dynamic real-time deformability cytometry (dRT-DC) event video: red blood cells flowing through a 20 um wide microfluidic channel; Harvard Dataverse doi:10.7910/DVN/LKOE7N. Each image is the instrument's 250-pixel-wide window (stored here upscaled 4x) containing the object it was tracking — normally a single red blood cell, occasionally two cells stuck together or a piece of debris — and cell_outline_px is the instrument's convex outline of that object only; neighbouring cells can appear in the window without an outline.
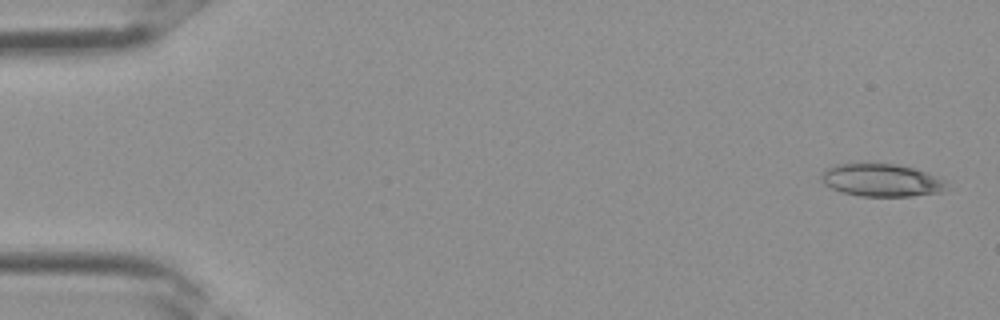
{"species": "Egyptian fruit bat (a non-hibernating species)", "species_latin": "Rousettus aegyptiacus", "temperature_condition": "room temperature", "stored_images_in_passage": 3, "camera_frame_rate_fps": 3000, "um_per_image_px": 0.085, "frame": {"image": 1, "passage_image": 1, "time_ms": 0.0, "image_size_px": [1000, 320], "cell_outline_px": [[948, 180], [944, 188], [940, 192], [912, 196], [860, 196], [840, 192], [824, 184], [820, 180], [820, 176], [824, 168], [836, 164], [896, 164], [916, 168]], "centroid_in_image_um": [74.9, 15.31], "position_along_channel_um": 10.1, "area_um2": 24.04}}